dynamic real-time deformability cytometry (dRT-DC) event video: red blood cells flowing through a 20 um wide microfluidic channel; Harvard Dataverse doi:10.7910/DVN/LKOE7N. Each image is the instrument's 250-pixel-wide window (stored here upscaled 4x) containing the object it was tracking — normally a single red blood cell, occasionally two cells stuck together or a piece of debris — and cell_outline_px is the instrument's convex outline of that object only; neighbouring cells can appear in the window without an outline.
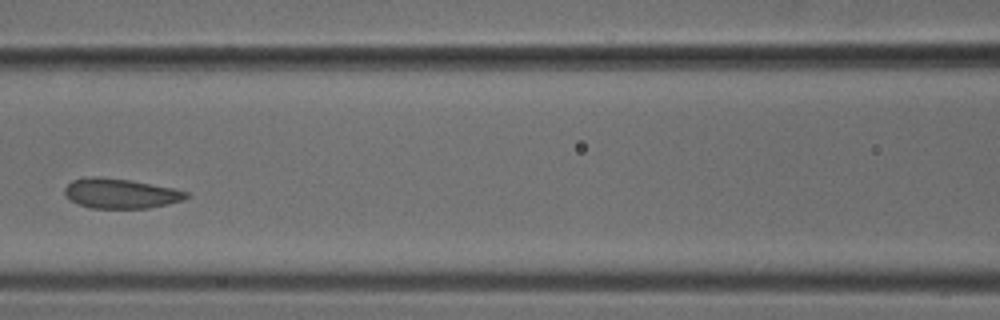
{"species": "common noctule bat (a hibernating species)", "species_latin": "Nyctalus noctula", "temperature_condition": "cold", "stored_images_in_passage": 5, "camera_frame_rate_fps": 3000, "um_per_image_px": 0.085, "animal": {"sex": "male", "body_mass_g": 18.8}, "frame": {"image": 1, "passage_image": 4, "time_ms": 1.0, "image_size_px": [1000, 320], "cell_outline_px": [[188, 196], [184, 200], [168, 204], [148, 208], [92, 208], [76, 204], [64, 192], [64, 188], [72, 180], [92, 176], [100, 176], [132, 180], [172, 188], [188, 192]], "centroid_in_image_um": [10.24, 16.44], "position_along_channel_um": 156.4, "area_um2": 21.15}}
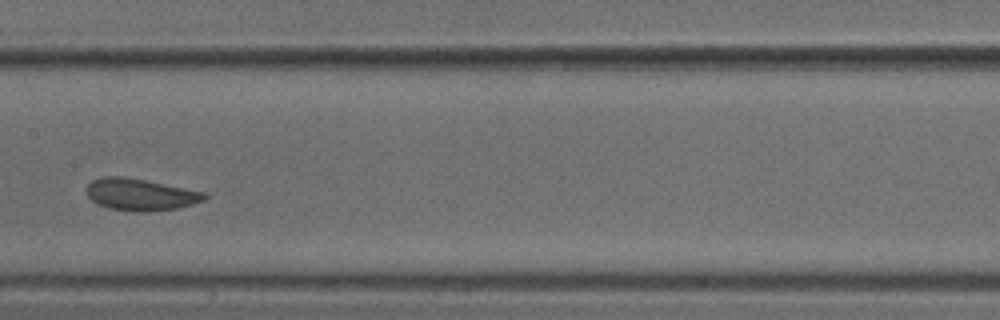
{"frame": {"image": 2, "passage_image": 5, "time_ms": 1.333, "image_size_px": [1000, 320], "cell_outline_px": [[208, 196], [204, 200], [192, 204], [176, 208], [148, 212], [136, 212], [112, 208], [96, 204], [88, 196], [88, 184], [92, 180], [104, 176], [120, 176], [144, 180], [204, 192]], "centroid_in_image_um": [11.93, 16.54], "position_along_channel_um": 195.5, "area_um2": 21.56}}